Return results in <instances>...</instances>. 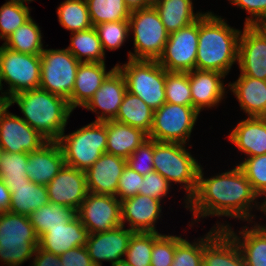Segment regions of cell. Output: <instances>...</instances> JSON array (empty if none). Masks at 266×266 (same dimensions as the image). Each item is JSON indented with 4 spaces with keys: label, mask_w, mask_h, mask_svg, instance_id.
<instances>
[{
    "label": "cell",
    "mask_w": 266,
    "mask_h": 266,
    "mask_svg": "<svg viewBox=\"0 0 266 266\" xmlns=\"http://www.w3.org/2000/svg\"><path fill=\"white\" fill-rule=\"evenodd\" d=\"M201 165L195 193L187 201V210L192 214L193 227L207 217L234 218L235 221L256 222L255 211H260L259 196L253 191L242 169L235 164L233 169L205 176ZM254 210V211H253ZM253 212V213H252ZM254 219V220H253Z\"/></svg>",
    "instance_id": "cell-1"
},
{
    "label": "cell",
    "mask_w": 266,
    "mask_h": 266,
    "mask_svg": "<svg viewBox=\"0 0 266 266\" xmlns=\"http://www.w3.org/2000/svg\"><path fill=\"white\" fill-rule=\"evenodd\" d=\"M241 31L230 26L223 16L206 11L199 18L196 69L229 75L232 66L238 64Z\"/></svg>",
    "instance_id": "cell-2"
},
{
    "label": "cell",
    "mask_w": 266,
    "mask_h": 266,
    "mask_svg": "<svg viewBox=\"0 0 266 266\" xmlns=\"http://www.w3.org/2000/svg\"><path fill=\"white\" fill-rule=\"evenodd\" d=\"M15 103L20 117L47 141H58L73 112L65 98L41 88L12 96V105Z\"/></svg>",
    "instance_id": "cell-3"
},
{
    "label": "cell",
    "mask_w": 266,
    "mask_h": 266,
    "mask_svg": "<svg viewBox=\"0 0 266 266\" xmlns=\"http://www.w3.org/2000/svg\"><path fill=\"white\" fill-rule=\"evenodd\" d=\"M192 145L157 142L153 139L154 171L161 174L171 185H180V190L185 191L184 199L182 198L184 208H187L188 199L196 191L198 171L201 166L197 157L188 151Z\"/></svg>",
    "instance_id": "cell-4"
},
{
    "label": "cell",
    "mask_w": 266,
    "mask_h": 266,
    "mask_svg": "<svg viewBox=\"0 0 266 266\" xmlns=\"http://www.w3.org/2000/svg\"><path fill=\"white\" fill-rule=\"evenodd\" d=\"M39 237L29 217L9 211L0 214V266H22L32 261Z\"/></svg>",
    "instance_id": "cell-5"
},
{
    "label": "cell",
    "mask_w": 266,
    "mask_h": 266,
    "mask_svg": "<svg viewBox=\"0 0 266 266\" xmlns=\"http://www.w3.org/2000/svg\"><path fill=\"white\" fill-rule=\"evenodd\" d=\"M57 142L62 148L65 165L86 172L106 153L107 121H92L68 134L64 131Z\"/></svg>",
    "instance_id": "cell-6"
},
{
    "label": "cell",
    "mask_w": 266,
    "mask_h": 266,
    "mask_svg": "<svg viewBox=\"0 0 266 266\" xmlns=\"http://www.w3.org/2000/svg\"><path fill=\"white\" fill-rule=\"evenodd\" d=\"M116 67L124 75L127 91L141 98L152 110L166 103L165 69L157 60L127 59Z\"/></svg>",
    "instance_id": "cell-7"
},
{
    "label": "cell",
    "mask_w": 266,
    "mask_h": 266,
    "mask_svg": "<svg viewBox=\"0 0 266 266\" xmlns=\"http://www.w3.org/2000/svg\"><path fill=\"white\" fill-rule=\"evenodd\" d=\"M129 27L134 49L127 53V59L158 60L164 51L169 33L155 7L152 5L131 11Z\"/></svg>",
    "instance_id": "cell-8"
},
{
    "label": "cell",
    "mask_w": 266,
    "mask_h": 266,
    "mask_svg": "<svg viewBox=\"0 0 266 266\" xmlns=\"http://www.w3.org/2000/svg\"><path fill=\"white\" fill-rule=\"evenodd\" d=\"M200 113L193 106L164 103L154 111L148 137L157 142L190 145L191 133Z\"/></svg>",
    "instance_id": "cell-9"
},
{
    "label": "cell",
    "mask_w": 266,
    "mask_h": 266,
    "mask_svg": "<svg viewBox=\"0 0 266 266\" xmlns=\"http://www.w3.org/2000/svg\"><path fill=\"white\" fill-rule=\"evenodd\" d=\"M0 70L3 85H8L6 93L11 96L40 86V55L19 53L1 45Z\"/></svg>",
    "instance_id": "cell-10"
},
{
    "label": "cell",
    "mask_w": 266,
    "mask_h": 266,
    "mask_svg": "<svg viewBox=\"0 0 266 266\" xmlns=\"http://www.w3.org/2000/svg\"><path fill=\"white\" fill-rule=\"evenodd\" d=\"M39 88L68 100L72 94L79 62L66 48H45L41 55Z\"/></svg>",
    "instance_id": "cell-11"
},
{
    "label": "cell",
    "mask_w": 266,
    "mask_h": 266,
    "mask_svg": "<svg viewBox=\"0 0 266 266\" xmlns=\"http://www.w3.org/2000/svg\"><path fill=\"white\" fill-rule=\"evenodd\" d=\"M199 19L170 33L158 63L168 72H189L196 69Z\"/></svg>",
    "instance_id": "cell-12"
},
{
    "label": "cell",
    "mask_w": 266,
    "mask_h": 266,
    "mask_svg": "<svg viewBox=\"0 0 266 266\" xmlns=\"http://www.w3.org/2000/svg\"><path fill=\"white\" fill-rule=\"evenodd\" d=\"M77 216L89 234L115 229L122 225L121 201L116 196L88 192Z\"/></svg>",
    "instance_id": "cell-13"
},
{
    "label": "cell",
    "mask_w": 266,
    "mask_h": 266,
    "mask_svg": "<svg viewBox=\"0 0 266 266\" xmlns=\"http://www.w3.org/2000/svg\"><path fill=\"white\" fill-rule=\"evenodd\" d=\"M223 221L218 220L213 228L225 230L235 240L245 266H266V224H261V221L250 222L240 227L241 230L235 231L231 223Z\"/></svg>",
    "instance_id": "cell-14"
},
{
    "label": "cell",
    "mask_w": 266,
    "mask_h": 266,
    "mask_svg": "<svg viewBox=\"0 0 266 266\" xmlns=\"http://www.w3.org/2000/svg\"><path fill=\"white\" fill-rule=\"evenodd\" d=\"M240 74L266 81V36L256 26H243L240 33Z\"/></svg>",
    "instance_id": "cell-15"
},
{
    "label": "cell",
    "mask_w": 266,
    "mask_h": 266,
    "mask_svg": "<svg viewBox=\"0 0 266 266\" xmlns=\"http://www.w3.org/2000/svg\"><path fill=\"white\" fill-rule=\"evenodd\" d=\"M192 106L200 113L217 108L228 94L229 84L224 83L226 75L217 71L197 70L188 72ZM226 96V97H225Z\"/></svg>",
    "instance_id": "cell-16"
},
{
    "label": "cell",
    "mask_w": 266,
    "mask_h": 266,
    "mask_svg": "<svg viewBox=\"0 0 266 266\" xmlns=\"http://www.w3.org/2000/svg\"><path fill=\"white\" fill-rule=\"evenodd\" d=\"M162 201L147 195L137 194L121 201V221L133 232H155L161 219Z\"/></svg>",
    "instance_id": "cell-17"
},
{
    "label": "cell",
    "mask_w": 266,
    "mask_h": 266,
    "mask_svg": "<svg viewBox=\"0 0 266 266\" xmlns=\"http://www.w3.org/2000/svg\"><path fill=\"white\" fill-rule=\"evenodd\" d=\"M133 233L121 225L109 231L88 234L85 247L95 266H102L103 261L113 265L123 260Z\"/></svg>",
    "instance_id": "cell-18"
},
{
    "label": "cell",
    "mask_w": 266,
    "mask_h": 266,
    "mask_svg": "<svg viewBox=\"0 0 266 266\" xmlns=\"http://www.w3.org/2000/svg\"><path fill=\"white\" fill-rule=\"evenodd\" d=\"M46 187L50 203L75 210L88 194L85 172L68 165H64Z\"/></svg>",
    "instance_id": "cell-19"
},
{
    "label": "cell",
    "mask_w": 266,
    "mask_h": 266,
    "mask_svg": "<svg viewBox=\"0 0 266 266\" xmlns=\"http://www.w3.org/2000/svg\"><path fill=\"white\" fill-rule=\"evenodd\" d=\"M126 92L127 86L124 75L116 67L102 82L101 87L96 90L83 109L96 114L94 121L114 120Z\"/></svg>",
    "instance_id": "cell-20"
},
{
    "label": "cell",
    "mask_w": 266,
    "mask_h": 266,
    "mask_svg": "<svg viewBox=\"0 0 266 266\" xmlns=\"http://www.w3.org/2000/svg\"><path fill=\"white\" fill-rule=\"evenodd\" d=\"M47 140L20 116L9 112L0 121V145L8 153H31Z\"/></svg>",
    "instance_id": "cell-21"
},
{
    "label": "cell",
    "mask_w": 266,
    "mask_h": 266,
    "mask_svg": "<svg viewBox=\"0 0 266 266\" xmlns=\"http://www.w3.org/2000/svg\"><path fill=\"white\" fill-rule=\"evenodd\" d=\"M202 266H245L235 240L225 231L210 228L202 235Z\"/></svg>",
    "instance_id": "cell-22"
},
{
    "label": "cell",
    "mask_w": 266,
    "mask_h": 266,
    "mask_svg": "<svg viewBox=\"0 0 266 266\" xmlns=\"http://www.w3.org/2000/svg\"><path fill=\"white\" fill-rule=\"evenodd\" d=\"M65 165L64 155L57 141H47L39 149L27 153L25 168L30 181L47 185Z\"/></svg>",
    "instance_id": "cell-23"
},
{
    "label": "cell",
    "mask_w": 266,
    "mask_h": 266,
    "mask_svg": "<svg viewBox=\"0 0 266 266\" xmlns=\"http://www.w3.org/2000/svg\"><path fill=\"white\" fill-rule=\"evenodd\" d=\"M126 165L127 159L103 153L85 172L88 192L115 196L119 178Z\"/></svg>",
    "instance_id": "cell-24"
},
{
    "label": "cell",
    "mask_w": 266,
    "mask_h": 266,
    "mask_svg": "<svg viewBox=\"0 0 266 266\" xmlns=\"http://www.w3.org/2000/svg\"><path fill=\"white\" fill-rule=\"evenodd\" d=\"M229 131V142L243 153V158L266 154L265 117H247Z\"/></svg>",
    "instance_id": "cell-25"
},
{
    "label": "cell",
    "mask_w": 266,
    "mask_h": 266,
    "mask_svg": "<svg viewBox=\"0 0 266 266\" xmlns=\"http://www.w3.org/2000/svg\"><path fill=\"white\" fill-rule=\"evenodd\" d=\"M115 68L116 65L108 71L106 62L80 63L72 94L67 100L70 108L74 111L77 107H84L93 97L96 90L101 87L102 82Z\"/></svg>",
    "instance_id": "cell-26"
},
{
    "label": "cell",
    "mask_w": 266,
    "mask_h": 266,
    "mask_svg": "<svg viewBox=\"0 0 266 266\" xmlns=\"http://www.w3.org/2000/svg\"><path fill=\"white\" fill-rule=\"evenodd\" d=\"M228 91L235 96L240 111L246 117L266 116V81L250 76L238 75L236 81H229Z\"/></svg>",
    "instance_id": "cell-27"
},
{
    "label": "cell",
    "mask_w": 266,
    "mask_h": 266,
    "mask_svg": "<svg viewBox=\"0 0 266 266\" xmlns=\"http://www.w3.org/2000/svg\"><path fill=\"white\" fill-rule=\"evenodd\" d=\"M88 234L87 229L76 216L62 227L48 228L39 237L38 247L60 256L70 249L85 246Z\"/></svg>",
    "instance_id": "cell-28"
},
{
    "label": "cell",
    "mask_w": 266,
    "mask_h": 266,
    "mask_svg": "<svg viewBox=\"0 0 266 266\" xmlns=\"http://www.w3.org/2000/svg\"><path fill=\"white\" fill-rule=\"evenodd\" d=\"M147 138L148 134L140 128L107 120L106 153L127 159Z\"/></svg>",
    "instance_id": "cell-29"
},
{
    "label": "cell",
    "mask_w": 266,
    "mask_h": 266,
    "mask_svg": "<svg viewBox=\"0 0 266 266\" xmlns=\"http://www.w3.org/2000/svg\"><path fill=\"white\" fill-rule=\"evenodd\" d=\"M193 0H154L166 31L170 34L198 20L205 12L194 11Z\"/></svg>",
    "instance_id": "cell-30"
},
{
    "label": "cell",
    "mask_w": 266,
    "mask_h": 266,
    "mask_svg": "<svg viewBox=\"0 0 266 266\" xmlns=\"http://www.w3.org/2000/svg\"><path fill=\"white\" fill-rule=\"evenodd\" d=\"M11 202L9 212L29 216L32 212L50 203L47 187L32 181L11 184Z\"/></svg>",
    "instance_id": "cell-31"
},
{
    "label": "cell",
    "mask_w": 266,
    "mask_h": 266,
    "mask_svg": "<svg viewBox=\"0 0 266 266\" xmlns=\"http://www.w3.org/2000/svg\"><path fill=\"white\" fill-rule=\"evenodd\" d=\"M154 110H152L141 98L130 92H126L115 121L140 128L147 134L151 131Z\"/></svg>",
    "instance_id": "cell-32"
},
{
    "label": "cell",
    "mask_w": 266,
    "mask_h": 266,
    "mask_svg": "<svg viewBox=\"0 0 266 266\" xmlns=\"http://www.w3.org/2000/svg\"><path fill=\"white\" fill-rule=\"evenodd\" d=\"M70 44L66 49L81 63L105 62V52L95 27L70 34Z\"/></svg>",
    "instance_id": "cell-33"
},
{
    "label": "cell",
    "mask_w": 266,
    "mask_h": 266,
    "mask_svg": "<svg viewBox=\"0 0 266 266\" xmlns=\"http://www.w3.org/2000/svg\"><path fill=\"white\" fill-rule=\"evenodd\" d=\"M40 29L38 23L31 17L8 36L2 45L19 53L41 55L45 47Z\"/></svg>",
    "instance_id": "cell-34"
},
{
    "label": "cell",
    "mask_w": 266,
    "mask_h": 266,
    "mask_svg": "<svg viewBox=\"0 0 266 266\" xmlns=\"http://www.w3.org/2000/svg\"><path fill=\"white\" fill-rule=\"evenodd\" d=\"M77 216V210L67 206L49 203L32 212L28 217L38 237L48 228L62 227Z\"/></svg>",
    "instance_id": "cell-35"
},
{
    "label": "cell",
    "mask_w": 266,
    "mask_h": 266,
    "mask_svg": "<svg viewBox=\"0 0 266 266\" xmlns=\"http://www.w3.org/2000/svg\"><path fill=\"white\" fill-rule=\"evenodd\" d=\"M56 10L59 24L70 33L93 27L86 0H64Z\"/></svg>",
    "instance_id": "cell-36"
},
{
    "label": "cell",
    "mask_w": 266,
    "mask_h": 266,
    "mask_svg": "<svg viewBox=\"0 0 266 266\" xmlns=\"http://www.w3.org/2000/svg\"><path fill=\"white\" fill-rule=\"evenodd\" d=\"M86 3L92 26L130 18L131 10L124 0H86Z\"/></svg>",
    "instance_id": "cell-37"
},
{
    "label": "cell",
    "mask_w": 266,
    "mask_h": 266,
    "mask_svg": "<svg viewBox=\"0 0 266 266\" xmlns=\"http://www.w3.org/2000/svg\"><path fill=\"white\" fill-rule=\"evenodd\" d=\"M31 9L24 0H6L0 7V40L4 41L28 21L32 17Z\"/></svg>",
    "instance_id": "cell-38"
},
{
    "label": "cell",
    "mask_w": 266,
    "mask_h": 266,
    "mask_svg": "<svg viewBox=\"0 0 266 266\" xmlns=\"http://www.w3.org/2000/svg\"><path fill=\"white\" fill-rule=\"evenodd\" d=\"M163 233L134 232L129 240L125 261L132 266H151L153 243Z\"/></svg>",
    "instance_id": "cell-39"
},
{
    "label": "cell",
    "mask_w": 266,
    "mask_h": 266,
    "mask_svg": "<svg viewBox=\"0 0 266 266\" xmlns=\"http://www.w3.org/2000/svg\"><path fill=\"white\" fill-rule=\"evenodd\" d=\"M27 153H8L0 157V180L9 188L11 184L28 183L30 179L25 170Z\"/></svg>",
    "instance_id": "cell-40"
},
{
    "label": "cell",
    "mask_w": 266,
    "mask_h": 266,
    "mask_svg": "<svg viewBox=\"0 0 266 266\" xmlns=\"http://www.w3.org/2000/svg\"><path fill=\"white\" fill-rule=\"evenodd\" d=\"M94 27L98 33L105 54L106 50H119L129 37H131L129 20L99 23Z\"/></svg>",
    "instance_id": "cell-41"
},
{
    "label": "cell",
    "mask_w": 266,
    "mask_h": 266,
    "mask_svg": "<svg viewBox=\"0 0 266 266\" xmlns=\"http://www.w3.org/2000/svg\"><path fill=\"white\" fill-rule=\"evenodd\" d=\"M166 103L192 106L188 72H168L165 70Z\"/></svg>",
    "instance_id": "cell-42"
},
{
    "label": "cell",
    "mask_w": 266,
    "mask_h": 266,
    "mask_svg": "<svg viewBox=\"0 0 266 266\" xmlns=\"http://www.w3.org/2000/svg\"><path fill=\"white\" fill-rule=\"evenodd\" d=\"M202 236L190 241L175 235V253L171 266H202Z\"/></svg>",
    "instance_id": "cell-43"
},
{
    "label": "cell",
    "mask_w": 266,
    "mask_h": 266,
    "mask_svg": "<svg viewBox=\"0 0 266 266\" xmlns=\"http://www.w3.org/2000/svg\"><path fill=\"white\" fill-rule=\"evenodd\" d=\"M241 160L237 165L244 172L253 191L261 198L266 193V154Z\"/></svg>",
    "instance_id": "cell-44"
},
{
    "label": "cell",
    "mask_w": 266,
    "mask_h": 266,
    "mask_svg": "<svg viewBox=\"0 0 266 266\" xmlns=\"http://www.w3.org/2000/svg\"><path fill=\"white\" fill-rule=\"evenodd\" d=\"M127 165L142 176L153 172V139L143 141L127 158Z\"/></svg>",
    "instance_id": "cell-45"
},
{
    "label": "cell",
    "mask_w": 266,
    "mask_h": 266,
    "mask_svg": "<svg viewBox=\"0 0 266 266\" xmlns=\"http://www.w3.org/2000/svg\"><path fill=\"white\" fill-rule=\"evenodd\" d=\"M167 234L163 233L153 243L151 266H171L175 253V235Z\"/></svg>",
    "instance_id": "cell-46"
},
{
    "label": "cell",
    "mask_w": 266,
    "mask_h": 266,
    "mask_svg": "<svg viewBox=\"0 0 266 266\" xmlns=\"http://www.w3.org/2000/svg\"><path fill=\"white\" fill-rule=\"evenodd\" d=\"M171 189H173L172 185L157 171H153L143 176L139 194L164 202L163 199L169 197L168 194H170Z\"/></svg>",
    "instance_id": "cell-47"
},
{
    "label": "cell",
    "mask_w": 266,
    "mask_h": 266,
    "mask_svg": "<svg viewBox=\"0 0 266 266\" xmlns=\"http://www.w3.org/2000/svg\"><path fill=\"white\" fill-rule=\"evenodd\" d=\"M142 181H143V176L140 175L138 172L134 171L128 165H126L119 178L117 193L115 196L120 201H122L124 199L139 194Z\"/></svg>",
    "instance_id": "cell-48"
},
{
    "label": "cell",
    "mask_w": 266,
    "mask_h": 266,
    "mask_svg": "<svg viewBox=\"0 0 266 266\" xmlns=\"http://www.w3.org/2000/svg\"><path fill=\"white\" fill-rule=\"evenodd\" d=\"M229 4L246 11L245 26L266 23V0H228Z\"/></svg>",
    "instance_id": "cell-49"
},
{
    "label": "cell",
    "mask_w": 266,
    "mask_h": 266,
    "mask_svg": "<svg viewBox=\"0 0 266 266\" xmlns=\"http://www.w3.org/2000/svg\"><path fill=\"white\" fill-rule=\"evenodd\" d=\"M59 257L63 266H95L85 246L70 249Z\"/></svg>",
    "instance_id": "cell-50"
},
{
    "label": "cell",
    "mask_w": 266,
    "mask_h": 266,
    "mask_svg": "<svg viewBox=\"0 0 266 266\" xmlns=\"http://www.w3.org/2000/svg\"><path fill=\"white\" fill-rule=\"evenodd\" d=\"M32 263V264H31ZM31 266H63L58 255L36 247Z\"/></svg>",
    "instance_id": "cell-51"
},
{
    "label": "cell",
    "mask_w": 266,
    "mask_h": 266,
    "mask_svg": "<svg viewBox=\"0 0 266 266\" xmlns=\"http://www.w3.org/2000/svg\"><path fill=\"white\" fill-rule=\"evenodd\" d=\"M11 202L9 188L0 180V214L8 211Z\"/></svg>",
    "instance_id": "cell-52"
},
{
    "label": "cell",
    "mask_w": 266,
    "mask_h": 266,
    "mask_svg": "<svg viewBox=\"0 0 266 266\" xmlns=\"http://www.w3.org/2000/svg\"><path fill=\"white\" fill-rule=\"evenodd\" d=\"M12 105V96L4 93L0 95V121L10 112L8 109Z\"/></svg>",
    "instance_id": "cell-53"
},
{
    "label": "cell",
    "mask_w": 266,
    "mask_h": 266,
    "mask_svg": "<svg viewBox=\"0 0 266 266\" xmlns=\"http://www.w3.org/2000/svg\"><path fill=\"white\" fill-rule=\"evenodd\" d=\"M124 2L131 11L147 8L153 4V0H124Z\"/></svg>",
    "instance_id": "cell-54"
},
{
    "label": "cell",
    "mask_w": 266,
    "mask_h": 266,
    "mask_svg": "<svg viewBox=\"0 0 266 266\" xmlns=\"http://www.w3.org/2000/svg\"><path fill=\"white\" fill-rule=\"evenodd\" d=\"M263 198L262 201L260 200V212L263 214L264 213V216H266V193L262 196Z\"/></svg>",
    "instance_id": "cell-55"
},
{
    "label": "cell",
    "mask_w": 266,
    "mask_h": 266,
    "mask_svg": "<svg viewBox=\"0 0 266 266\" xmlns=\"http://www.w3.org/2000/svg\"><path fill=\"white\" fill-rule=\"evenodd\" d=\"M266 36V23L255 25Z\"/></svg>",
    "instance_id": "cell-56"
},
{
    "label": "cell",
    "mask_w": 266,
    "mask_h": 266,
    "mask_svg": "<svg viewBox=\"0 0 266 266\" xmlns=\"http://www.w3.org/2000/svg\"><path fill=\"white\" fill-rule=\"evenodd\" d=\"M111 266H132V265L128 264V263L125 261V259H123V260H120V261H118L116 264H113V265H111Z\"/></svg>",
    "instance_id": "cell-57"
},
{
    "label": "cell",
    "mask_w": 266,
    "mask_h": 266,
    "mask_svg": "<svg viewBox=\"0 0 266 266\" xmlns=\"http://www.w3.org/2000/svg\"><path fill=\"white\" fill-rule=\"evenodd\" d=\"M2 77H1V70H0V95L6 93V90L4 89V85L2 83ZM4 89V90H3Z\"/></svg>",
    "instance_id": "cell-58"
},
{
    "label": "cell",
    "mask_w": 266,
    "mask_h": 266,
    "mask_svg": "<svg viewBox=\"0 0 266 266\" xmlns=\"http://www.w3.org/2000/svg\"><path fill=\"white\" fill-rule=\"evenodd\" d=\"M27 4L33 2L34 0H24Z\"/></svg>",
    "instance_id": "cell-59"
},
{
    "label": "cell",
    "mask_w": 266,
    "mask_h": 266,
    "mask_svg": "<svg viewBox=\"0 0 266 266\" xmlns=\"http://www.w3.org/2000/svg\"><path fill=\"white\" fill-rule=\"evenodd\" d=\"M2 152H3V150H2V147L0 145V157H1Z\"/></svg>",
    "instance_id": "cell-60"
}]
</instances>
